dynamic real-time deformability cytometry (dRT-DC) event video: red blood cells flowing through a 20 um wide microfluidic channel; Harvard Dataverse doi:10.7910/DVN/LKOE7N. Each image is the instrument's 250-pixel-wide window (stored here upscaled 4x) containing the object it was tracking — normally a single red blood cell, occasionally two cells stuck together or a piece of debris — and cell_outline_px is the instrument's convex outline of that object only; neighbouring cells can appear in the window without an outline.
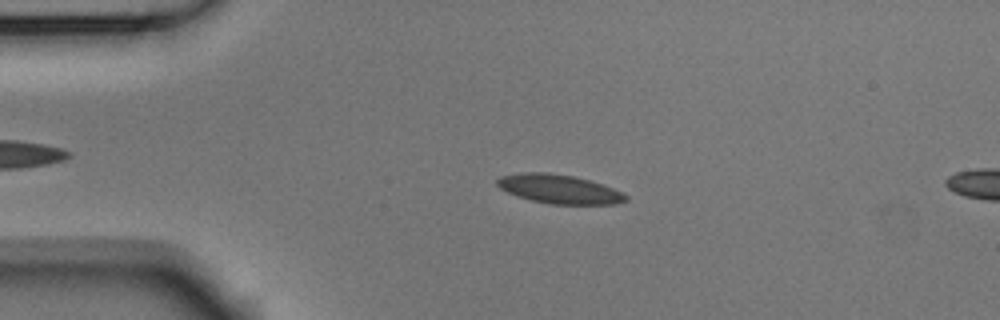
{"species": "Egyptian fruit bat (a non-hibernating species)", "species_latin": "Rousettus aegyptiacus", "temperature_condition": "room temperature", "stored_images_in_passage": 45, "camera_frame_rate_fps": 3000, "um_per_image_px": 0.085, "animal": {"sex": "male"}, "frame": {"image": 1, "passage_image": 11, "time_ms": 3.333, "image_size_px": [1000, 320], "cell_outline_px": [[628, 200], [616, 204], [548, 204], [516, 196], [500, 188], [496, 184], [496, 180], [500, 176], [524, 172], [544, 172], [572, 176], [588, 180], [612, 188], [628, 196]], "centroid_in_image_um": [47.5, 16.08], "position_along_channel_um": 37.5, "area_um2": 21.5}}
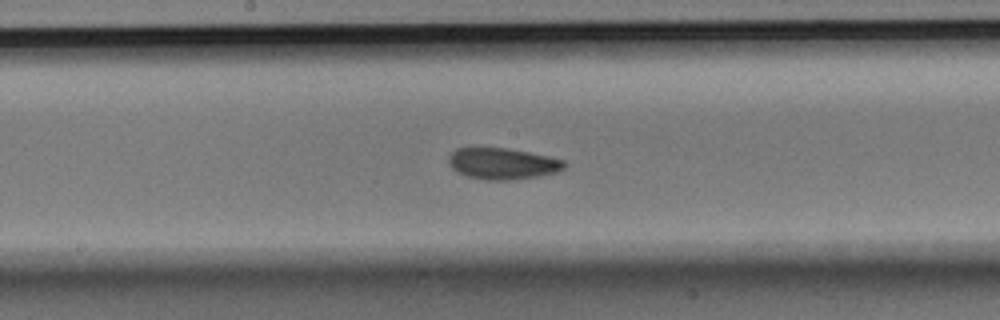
{"frame": {"image": 2, "passage_image": 27, "time_ms": 8.667, "image_size_px": [1000, 320], "cell_outline_px": [[568, 164], [564, 168], [556, 172], [540, 176], [516, 180], [484, 180], [468, 176], [456, 172], [448, 164], [448, 156], [456, 148], [504, 148], [528, 152], [548, 156], [564, 160]], "centroid_in_image_um": [42.71, 13.92], "position_along_channel_um": 205.5, "area_um2": 21.27}}
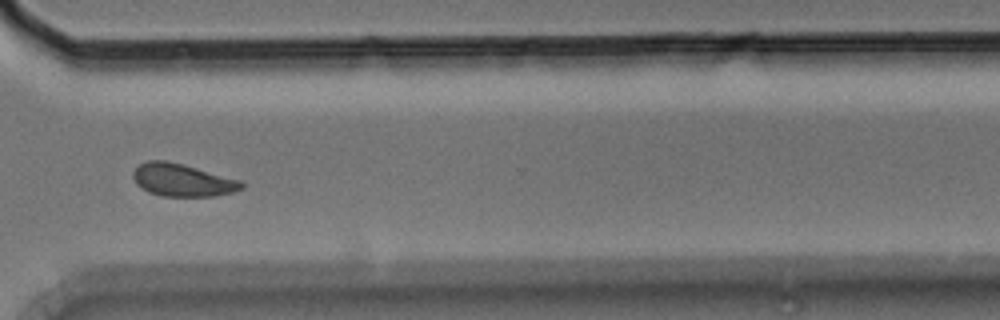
{"frame": {"image": 3, "passage_image": 39, "time_ms": 12.667, "image_size_px": [1000, 320], "cell_outline_px": [[244, 188], [232, 192], [216, 196], [160, 196], [148, 192], [136, 184], [132, 176], [132, 172], [140, 164], [148, 160], [168, 160], [184, 164], [240, 180], [244, 184]], "centroid_in_image_um": [15.49, 15.3], "position_along_channel_um": 355.1, "area_um2": 20.75}, "authors_computed_cell_mechanics": {"area_um2": 21.097, "velocity_mm_per_s": 3.7434, "shape_relaxation_time_tau1_ms": 4.6745, "shape_relaxation_time_tau2_ms": 1.8839, "deformation_change_tau1": 0.0954, "deformation_change_tau2": 0.066}}